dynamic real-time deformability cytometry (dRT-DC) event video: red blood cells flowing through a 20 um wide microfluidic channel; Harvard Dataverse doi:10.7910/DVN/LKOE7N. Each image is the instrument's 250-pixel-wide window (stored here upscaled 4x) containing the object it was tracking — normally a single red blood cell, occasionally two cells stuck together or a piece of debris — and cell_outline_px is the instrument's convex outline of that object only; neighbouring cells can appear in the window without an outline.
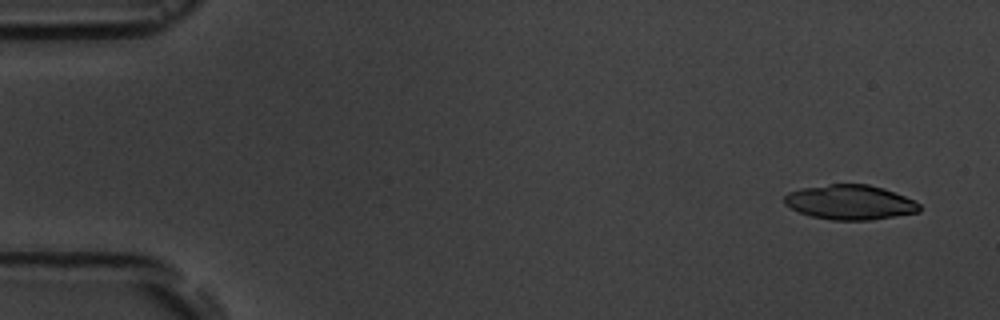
{"species": "common noctule bat (a hibernating species)", "species_latin": "Nyctalus noctula", "temperature_condition": "room temperature", "stored_images_in_passage": 6, "camera_frame_rate_fps": 3000, "um_per_image_px": 0.085, "animal": {"sex": "male", "body_mass_g": 19.5, "forearm_length_mm": 54.6}, "frame": {"image": 1, "passage_image": 1, "time_ms": 0.0, "image_size_px": [1000, 320], "cell_outline_px": [[920, 212], [872, 220], [832, 220], [812, 216], [800, 212], [784, 204], [784, 196], [788, 192], [800, 188], [832, 184], [868, 184], [884, 188], [904, 196], [920, 204]], "centroid_in_image_um": [72.25, 17.19], "position_along_channel_um": 12.7, "area_um2": 27.28}}